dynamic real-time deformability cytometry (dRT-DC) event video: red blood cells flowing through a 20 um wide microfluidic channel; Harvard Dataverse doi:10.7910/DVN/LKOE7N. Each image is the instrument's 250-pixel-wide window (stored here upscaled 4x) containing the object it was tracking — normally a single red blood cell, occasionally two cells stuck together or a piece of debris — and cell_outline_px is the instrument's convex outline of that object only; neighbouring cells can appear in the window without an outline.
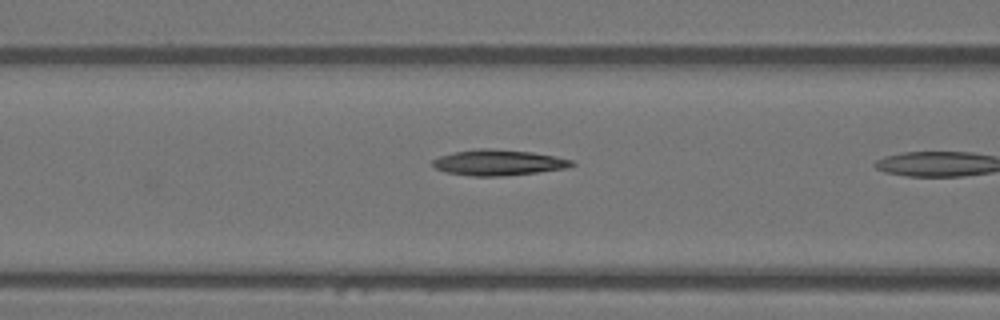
{"species": "Egyptian fruit bat (a non-hibernating species)", "species_latin": "Rousettus aegyptiacus", "temperature_condition": "warm", "stored_images_in_passage": 8, "camera_frame_rate_fps": 3000, "um_per_image_px": 0.085, "animal": {"sex": "female"}, "frame": {"image": 1, "passage_image": 7, "time_ms": 2.0, "image_size_px": [1000, 320], "cell_outline_px": [[576, 164], [568, 168], [536, 172], [500, 176], [472, 176], [444, 172], [436, 168], [432, 164], [432, 160], [440, 156], [452, 152], [480, 148], [492, 148], [532, 152], [556, 156], [572, 160]], "centroid_in_image_um": [42.36, 13.81], "position_along_channel_um": 124.2, "area_um2": 20.92}}